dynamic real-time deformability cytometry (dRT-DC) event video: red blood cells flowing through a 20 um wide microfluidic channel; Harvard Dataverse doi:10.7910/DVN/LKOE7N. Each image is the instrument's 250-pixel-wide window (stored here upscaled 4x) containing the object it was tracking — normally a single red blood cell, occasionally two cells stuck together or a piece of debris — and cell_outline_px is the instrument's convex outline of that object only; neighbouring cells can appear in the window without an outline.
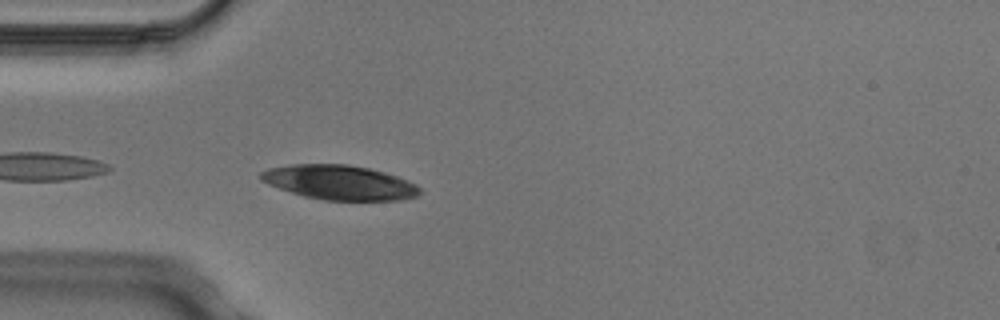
{"species": "Egyptian fruit bat (a non-hibernating species)", "species_latin": "Rousettus aegyptiacus", "temperature_condition": "cold", "stored_images_in_passage": 4, "camera_frame_rate_fps": 3000, "um_per_image_px": 0.085, "animal": {"sex": "male"}, "frame": {"image": 1, "passage_image": 4, "time_ms": 1.0, "image_size_px": [1000, 320], "cell_outline_px": [[420, 192], [416, 196], [400, 200], [324, 200], [304, 196], [268, 184], [260, 180], [260, 172], [268, 168], [292, 164], [348, 164], [368, 168], [384, 172], [408, 180], [416, 184], [420, 188]], "centroid_in_image_um": [28.85, 15.5], "position_along_channel_um": 56.2, "area_um2": 31.85}}